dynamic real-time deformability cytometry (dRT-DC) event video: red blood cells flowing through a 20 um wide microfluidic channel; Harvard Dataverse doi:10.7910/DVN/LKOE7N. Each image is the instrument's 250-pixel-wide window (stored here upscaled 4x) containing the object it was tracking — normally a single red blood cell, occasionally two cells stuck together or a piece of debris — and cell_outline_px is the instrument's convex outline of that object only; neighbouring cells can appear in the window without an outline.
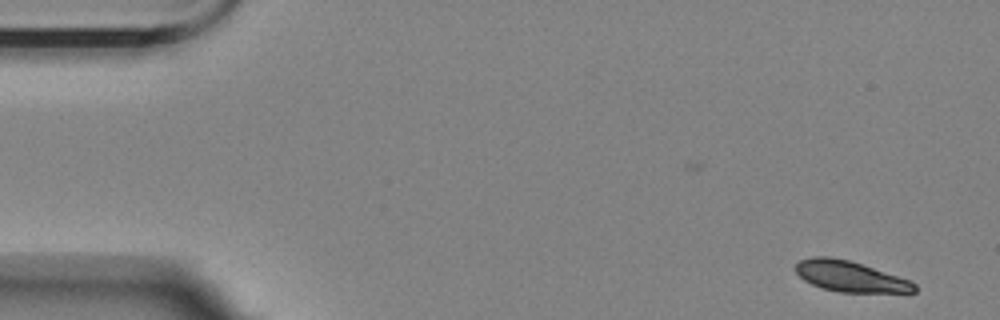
{"species": "Egyptian fruit bat (a non-hibernating species)", "species_latin": "Rousettus aegyptiacus", "temperature_condition": "room temperature", "stored_images_in_passage": 5, "camera_frame_rate_fps": 3000, "um_per_image_px": 0.085, "animal": {"sex": "female"}, "frame": {"image": 1, "passage_image": 1, "time_ms": 0.0, "image_size_px": [1000, 320], "cell_outline_px": [[916, 292], [840, 292], [820, 288], [804, 280], [796, 272], [796, 264], [800, 260], [812, 256], [828, 256], [848, 260], [912, 280], [916, 284]], "centroid_in_image_um": [72.27, 23.49], "position_along_channel_um": 12.7, "area_um2": 21.21}}
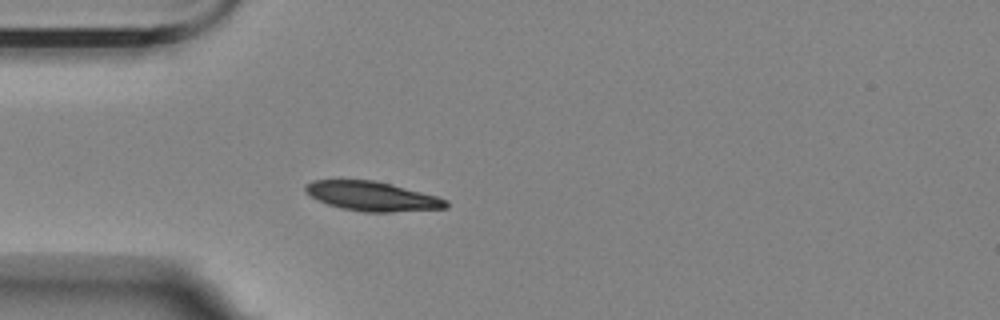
{"frame": {"image": 2, "passage_image": 5, "time_ms": 4.333, "image_size_px": [1000, 320], "cell_outline_px": [[448, 208], [392, 212], [364, 212], [340, 208], [328, 204], [304, 192], [304, 184], [312, 180], [376, 180], [392, 184], [436, 196], [448, 200]], "centroid_in_image_um": [31.63, 16.68], "position_along_channel_um": 53.4, "area_um2": 24.1}}